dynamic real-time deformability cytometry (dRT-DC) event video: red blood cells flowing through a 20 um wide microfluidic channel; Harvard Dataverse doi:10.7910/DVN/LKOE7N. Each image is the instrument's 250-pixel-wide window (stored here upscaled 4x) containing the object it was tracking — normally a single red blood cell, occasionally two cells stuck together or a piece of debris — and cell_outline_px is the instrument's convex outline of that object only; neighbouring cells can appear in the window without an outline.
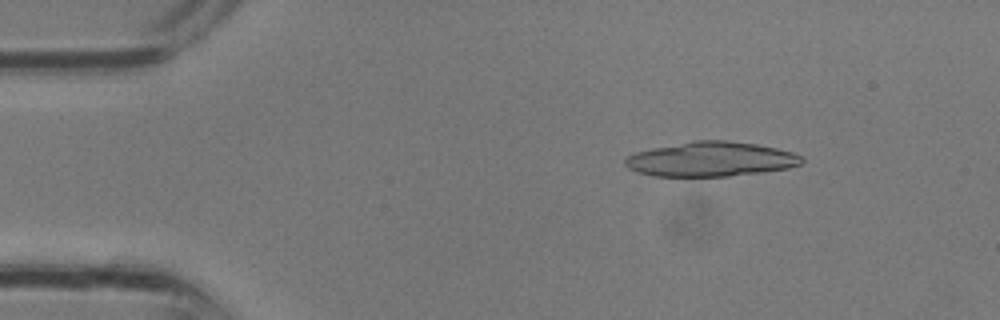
{"species": "common noctule bat (a hibernating species)", "species_latin": "Nyctalus noctula", "temperature_condition": "room temperature", "stored_images_in_passage": 32, "segment_of_instrument_passage": [1, 2], "camera_frame_rate_fps": 3000, "um_per_image_px": 0.085, "animal": {"sex": "male", "body_mass_g": 13.3}, "frame": {"image": 1, "passage_image": 5, "time_ms": 1.333, "image_size_px": [1000, 320], "cell_outline_px": [[804, 160], [800, 164], [788, 168], [760, 172], [728, 176], [656, 176], [636, 172], [628, 168], [624, 164], [624, 160], [628, 156], [636, 152], [652, 148], [692, 140], [728, 140], [756, 144], [776, 148], [792, 152], [800, 156]], "centroid_in_image_um": [60.39, 13.52], "position_along_channel_um": 24.6, "area_um2": 35.55}}